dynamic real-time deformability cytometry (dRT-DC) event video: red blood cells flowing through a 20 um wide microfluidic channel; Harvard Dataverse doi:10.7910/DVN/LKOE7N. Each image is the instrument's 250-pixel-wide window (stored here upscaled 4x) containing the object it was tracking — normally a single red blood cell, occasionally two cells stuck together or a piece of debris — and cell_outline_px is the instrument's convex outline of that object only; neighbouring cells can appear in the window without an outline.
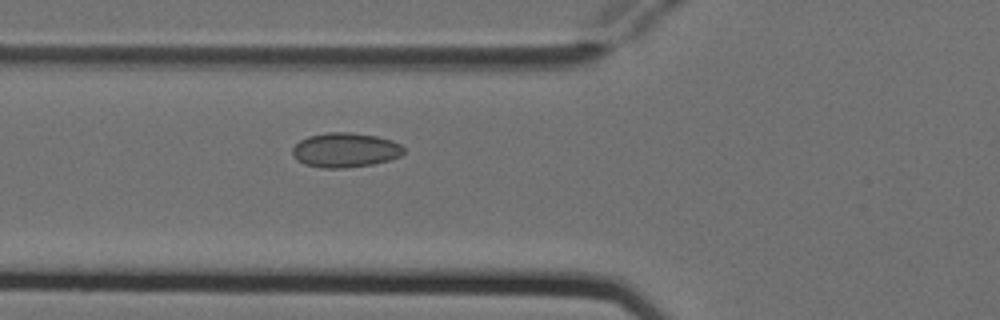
{"species": "Egyptian fruit bat (a non-hibernating species)", "species_latin": "Rousettus aegyptiacus", "temperature_condition": "cold", "stored_images_in_passage": 5, "camera_frame_rate_fps": 3000, "um_per_image_px": 0.085, "animal": {"sex": "female"}, "frame": {"image": 1, "passage_image": 5, "time_ms": 1.333, "image_size_px": [1000, 320], "cell_outline_px": [[404, 152], [400, 156], [388, 160], [372, 164], [344, 168], [320, 168], [304, 164], [296, 160], [292, 156], [292, 148], [300, 140], [308, 136], [328, 132], [348, 132], [376, 136], [392, 140], [400, 144], [404, 148]], "centroid_in_image_um": [29.31, 12.76], "position_along_channel_um": 96.5, "area_um2": 22.48}}